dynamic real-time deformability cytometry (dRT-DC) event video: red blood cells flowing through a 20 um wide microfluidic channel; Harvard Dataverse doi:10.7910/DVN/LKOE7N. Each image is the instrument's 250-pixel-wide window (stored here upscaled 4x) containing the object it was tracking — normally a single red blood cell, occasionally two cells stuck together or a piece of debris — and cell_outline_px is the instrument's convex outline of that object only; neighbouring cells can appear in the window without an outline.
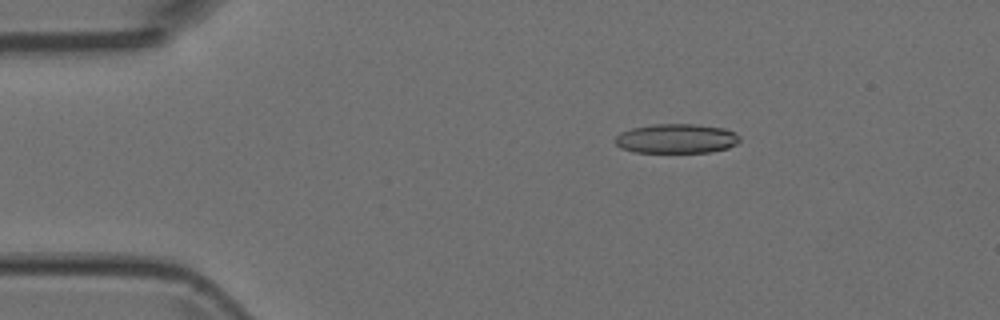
{"species": "Egyptian fruit bat (a non-hibernating species)", "species_latin": "Rousettus aegyptiacus", "temperature_condition": "room temperature", "stored_images_in_passage": 4, "camera_frame_rate_fps": 3000, "um_per_image_px": 0.085, "animal": {"sex": "female"}, "frame": {"image": 1, "passage_image": 3, "time_ms": 0.667, "image_size_px": [1000, 320], "cell_outline_px": [[740, 140], [736, 144], [728, 148], [708, 152], [632, 152], [620, 148], [616, 144], [616, 136], [620, 132], [632, 128], [652, 124], [696, 124], [724, 128], [740, 136]], "centroid_in_image_um": [57.48, 11.78], "position_along_channel_um": 27.5, "area_um2": 21.39}}